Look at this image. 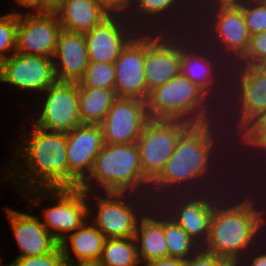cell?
I'll return each instance as SVG.
<instances>
[{
	"instance_id": "6da1fadb",
	"label": "cell",
	"mask_w": 266,
	"mask_h": 266,
	"mask_svg": "<svg viewBox=\"0 0 266 266\" xmlns=\"http://www.w3.org/2000/svg\"><path fill=\"white\" fill-rule=\"evenodd\" d=\"M32 132L29 133L27 139L23 140L22 148L19 147L20 150L15 153L16 156L21 154L20 157H25L26 168L29 171L25 174L24 172L20 173L21 175L18 177L21 180L18 179L19 181L17 180L16 183L20 185L22 180L30 178L31 180L23 182L26 185L25 189L28 190L39 187L69 188L67 133L48 131L35 125H33Z\"/></svg>"
},
{
	"instance_id": "7a4b0ae2",
	"label": "cell",
	"mask_w": 266,
	"mask_h": 266,
	"mask_svg": "<svg viewBox=\"0 0 266 266\" xmlns=\"http://www.w3.org/2000/svg\"><path fill=\"white\" fill-rule=\"evenodd\" d=\"M256 205L251 203L241 210L211 218L209 237L202 249L238 265L248 251H253L265 229L266 209Z\"/></svg>"
},
{
	"instance_id": "3957f363",
	"label": "cell",
	"mask_w": 266,
	"mask_h": 266,
	"mask_svg": "<svg viewBox=\"0 0 266 266\" xmlns=\"http://www.w3.org/2000/svg\"><path fill=\"white\" fill-rule=\"evenodd\" d=\"M199 16L202 18L196 20L197 24L202 25L199 28V32L196 25L193 27L191 23H188L189 26H191L190 32L193 33L196 31L197 34H200V38H203V40L208 39L206 44H208L210 48H214L213 50L216 51L223 60L228 62L230 66L236 64L246 53L250 41V34L241 7L239 5L216 6L205 10V15L203 13L202 15H198V17ZM194 28L195 30H193ZM200 30H202V33H200Z\"/></svg>"
},
{
	"instance_id": "277c9868",
	"label": "cell",
	"mask_w": 266,
	"mask_h": 266,
	"mask_svg": "<svg viewBox=\"0 0 266 266\" xmlns=\"http://www.w3.org/2000/svg\"><path fill=\"white\" fill-rule=\"evenodd\" d=\"M180 26H182V25L180 24L179 27H177V28H180L177 31L180 30V32L184 33L181 37L180 73L183 76H185L187 79H189L192 83H194L196 86H198L211 100L212 99H213V101L216 100L217 104L219 102L218 101L219 97L217 95L221 94L220 99H222L223 101H224V99L228 100L227 99L228 98V92L227 91H229L228 89L230 88V87H228L229 86V83H228L229 78L228 77H229L230 64H228L225 60H222V57L216 51H214L212 48L210 49V46H208L205 43V40H203L200 37L198 38L199 34L196 35L195 33H193L194 35H190L189 31L184 32L182 30V27H180ZM196 37L198 38V40H196ZM189 39H192V40H189ZM199 39H201V40H199ZM195 40L198 41V43ZM193 41H194L195 45H194ZM201 41H202V43H201ZM206 46H207V48H206ZM210 50H211V52H210ZM207 53H208V55H207ZM220 59H221V61H220ZM221 77L223 79L226 77V79H224L225 81H223V79ZM217 80H219V81H217ZM220 81H221V86H219ZM223 82H225V83H223ZM217 83H219V84H217ZM225 84H227V85H225ZM222 85H223V87H222ZM220 88L221 89L223 88V89L220 90ZM218 89L220 90V92H219L220 94L217 91ZM223 90H224V92L225 91L226 92L224 93ZM221 91H222V93H221ZM216 93H218V94H216ZM223 94H225L224 96H226V97H224V99L222 98ZM214 95L217 97V99L213 98Z\"/></svg>"
},
{
	"instance_id": "5b68a950",
	"label": "cell",
	"mask_w": 266,
	"mask_h": 266,
	"mask_svg": "<svg viewBox=\"0 0 266 266\" xmlns=\"http://www.w3.org/2000/svg\"><path fill=\"white\" fill-rule=\"evenodd\" d=\"M229 83V87L231 85L229 91L233 92H228L231 97L228 96L230 101L226 102L229 104L227 103L226 105L225 101H221V104L225 106L222 113L226 112V107L228 106V111H233L231 114L233 113L232 115L234 116L233 118V116L231 117L228 114V111L226 112L228 118H232L230 121L233 120L230 126L237 122V125H234L237 127L236 129H243L255 116L266 110V71L262 70L258 65H231Z\"/></svg>"
},
{
	"instance_id": "8992f818",
	"label": "cell",
	"mask_w": 266,
	"mask_h": 266,
	"mask_svg": "<svg viewBox=\"0 0 266 266\" xmlns=\"http://www.w3.org/2000/svg\"><path fill=\"white\" fill-rule=\"evenodd\" d=\"M27 192L30 193V197L31 194L36 196L35 194L39 193L42 198L48 197L56 203L44 209L42 217L45 222L42 224L59 244L70 235V232H74L85 221H89L91 210L86 203L89 192L80 187L35 188Z\"/></svg>"
},
{
	"instance_id": "52a82bcc",
	"label": "cell",
	"mask_w": 266,
	"mask_h": 266,
	"mask_svg": "<svg viewBox=\"0 0 266 266\" xmlns=\"http://www.w3.org/2000/svg\"><path fill=\"white\" fill-rule=\"evenodd\" d=\"M141 170L137 143H104L95 159L91 173L81 183L80 188L91 193L93 191L91 185L96 181L102 186L104 192H120L130 178Z\"/></svg>"
},
{
	"instance_id": "ba28073f",
	"label": "cell",
	"mask_w": 266,
	"mask_h": 266,
	"mask_svg": "<svg viewBox=\"0 0 266 266\" xmlns=\"http://www.w3.org/2000/svg\"><path fill=\"white\" fill-rule=\"evenodd\" d=\"M211 103L212 100L181 73L152 90L146 101L150 119L161 120L206 110Z\"/></svg>"
},
{
	"instance_id": "9c48e42d",
	"label": "cell",
	"mask_w": 266,
	"mask_h": 266,
	"mask_svg": "<svg viewBox=\"0 0 266 266\" xmlns=\"http://www.w3.org/2000/svg\"><path fill=\"white\" fill-rule=\"evenodd\" d=\"M146 22L149 24V27L147 28L148 30L145 31L144 73L147 92L149 94L155 88L167 83L180 74V34L182 33L177 32L176 29L173 28L175 31L173 29L171 31L179 35L173 34L169 26L167 28L168 30H166V28L161 30L160 28L158 29L159 31L157 30L155 32L154 26L157 27L156 23L150 22L155 24L152 25L148 21ZM150 26L153 27L151 28ZM168 32L170 34H168Z\"/></svg>"
},
{
	"instance_id": "30bf717a",
	"label": "cell",
	"mask_w": 266,
	"mask_h": 266,
	"mask_svg": "<svg viewBox=\"0 0 266 266\" xmlns=\"http://www.w3.org/2000/svg\"><path fill=\"white\" fill-rule=\"evenodd\" d=\"M35 12L18 13L15 52L53 59L62 30L59 18L53 9Z\"/></svg>"
},
{
	"instance_id": "8fae6325",
	"label": "cell",
	"mask_w": 266,
	"mask_h": 266,
	"mask_svg": "<svg viewBox=\"0 0 266 266\" xmlns=\"http://www.w3.org/2000/svg\"><path fill=\"white\" fill-rule=\"evenodd\" d=\"M44 92L43 108L33 125L48 131L67 133L82 124L77 82L57 80Z\"/></svg>"
},
{
	"instance_id": "7c38bea8",
	"label": "cell",
	"mask_w": 266,
	"mask_h": 266,
	"mask_svg": "<svg viewBox=\"0 0 266 266\" xmlns=\"http://www.w3.org/2000/svg\"><path fill=\"white\" fill-rule=\"evenodd\" d=\"M126 17L122 13L111 14L100 25L84 33L89 62L113 64L121 51L140 32Z\"/></svg>"
},
{
	"instance_id": "4fadbf2b",
	"label": "cell",
	"mask_w": 266,
	"mask_h": 266,
	"mask_svg": "<svg viewBox=\"0 0 266 266\" xmlns=\"http://www.w3.org/2000/svg\"><path fill=\"white\" fill-rule=\"evenodd\" d=\"M150 120L146 101L117 98L100 124L105 144L136 143Z\"/></svg>"
},
{
	"instance_id": "5bb4252c",
	"label": "cell",
	"mask_w": 266,
	"mask_h": 266,
	"mask_svg": "<svg viewBox=\"0 0 266 266\" xmlns=\"http://www.w3.org/2000/svg\"><path fill=\"white\" fill-rule=\"evenodd\" d=\"M105 195V197L95 195L97 200L95 207L98 211L91 222L106 239L135 237L138 222L144 215L139 212L140 206H137L133 199L129 200L132 203H126L124 200L126 197L120 192H106Z\"/></svg>"
},
{
	"instance_id": "9a60e30c",
	"label": "cell",
	"mask_w": 266,
	"mask_h": 266,
	"mask_svg": "<svg viewBox=\"0 0 266 266\" xmlns=\"http://www.w3.org/2000/svg\"><path fill=\"white\" fill-rule=\"evenodd\" d=\"M104 145L100 124H81L67 132L69 188H78L91 173Z\"/></svg>"
},
{
	"instance_id": "2e32d148",
	"label": "cell",
	"mask_w": 266,
	"mask_h": 266,
	"mask_svg": "<svg viewBox=\"0 0 266 266\" xmlns=\"http://www.w3.org/2000/svg\"><path fill=\"white\" fill-rule=\"evenodd\" d=\"M144 59L145 31L139 32L113 63L117 98H137L147 101L149 94L145 82Z\"/></svg>"
},
{
	"instance_id": "e0dca14e",
	"label": "cell",
	"mask_w": 266,
	"mask_h": 266,
	"mask_svg": "<svg viewBox=\"0 0 266 266\" xmlns=\"http://www.w3.org/2000/svg\"><path fill=\"white\" fill-rule=\"evenodd\" d=\"M1 81L44 92L57 81L53 59L14 52L2 62Z\"/></svg>"
},
{
	"instance_id": "ac0fdd59",
	"label": "cell",
	"mask_w": 266,
	"mask_h": 266,
	"mask_svg": "<svg viewBox=\"0 0 266 266\" xmlns=\"http://www.w3.org/2000/svg\"><path fill=\"white\" fill-rule=\"evenodd\" d=\"M177 140V132L170 120L150 119L136 142L142 170L161 173Z\"/></svg>"
},
{
	"instance_id": "d6986e66",
	"label": "cell",
	"mask_w": 266,
	"mask_h": 266,
	"mask_svg": "<svg viewBox=\"0 0 266 266\" xmlns=\"http://www.w3.org/2000/svg\"><path fill=\"white\" fill-rule=\"evenodd\" d=\"M215 151L193 140L178 139L161 174L174 184H187L199 176L214 159ZM212 160V161H211Z\"/></svg>"
},
{
	"instance_id": "ffe728a7",
	"label": "cell",
	"mask_w": 266,
	"mask_h": 266,
	"mask_svg": "<svg viewBox=\"0 0 266 266\" xmlns=\"http://www.w3.org/2000/svg\"><path fill=\"white\" fill-rule=\"evenodd\" d=\"M6 209L10 227L20 248L18 257L40 256L53 252L59 243L36 216Z\"/></svg>"
},
{
	"instance_id": "44dd1931",
	"label": "cell",
	"mask_w": 266,
	"mask_h": 266,
	"mask_svg": "<svg viewBox=\"0 0 266 266\" xmlns=\"http://www.w3.org/2000/svg\"><path fill=\"white\" fill-rule=\"evenodd\" d=\"M53 63L58 81L78 83L89 63L84 33L62 29L58 36Z\"/></svg>"
},
{
	"instance_id": "7402d4cb",
	"label": "cell",
	"mask_w": 266,
	"mask_h": 266,
	"mask_svg": "<svg viewBox=\"0 0 266 266\" xmlns=\"http://www.w3.org/2000/svg\"><path fill=\"white\" fill-rule=\"evenodd\" d=\"M215 105L217 108V111L215 112H218L219 115L216 114L214 111H212V108L216 109L214 108L215 106L213 105V107L211 106V108H208L200 112L191 113L184 116H178L176 118H171L170 121L175 127L178 139L193 140L196 143L209 147L216 152L217 150L216 146L219 145L218 143H220V139L224 137L223 134L219 136L217 135L219 131L222 132L219 129L222 124H219L220 125L219 126L216 123L217 121H219L220 123L222 120L227 119L228 117L222 118L223 114L219 112L221 110V107H218L220 104L216 103ZM217 116H220L221 119L220 117ZM217 127L218 129L216 130L215 128Z\"/></svg>"
},
{
	"instance_id": "603a6c76",
	"label": "cell",
	"mask_w": 266,
	"mask_h": 266,
	"mask_svg": "<svg viewBox=\"0 0 266 266\" xmlns=\"http://www.w3.org/2000/svg\"><path fill=\"white\" fill-rule=\"evenodd\" d=\"M53 10L61 28L76 33L90 31L112 14L95 0H55Z\"/></svg>"
},
{
	"instance_id": "cb8c5ba5",
	"label": "cell",
	"mask_w": 266,
	"mask_h": 266,
	"mask_svg": "<svg viewBox=\"0 0 266 266\" xmlns=\"http://www.w3.org/2000/svg\"><path fill=\"white\" fill-rule=\"evenodd\" d=\"M213 165H215L214 163H210V164H208L207 165V167L205 168V170L199 175V176H197L196 178H194L192 181H191V184L193 185H195V186H197L198 185V183H199V185H198V187H197V189H201V190H204V191H199V190H197L196 189V187L193 185V187L191 186V188H192V192H191V194L193 195V199H192V204H195V205H198L202 210H204V211H206V213L207 214H209L210 215V218H213V217H216V216H221V215H225V214H230V213H233L234 211H236V210H241V209H243L244 207H247V206H249L251 203H254V202H258L259 203V201L257 200V198L253 201V200H251L252 198L250 197V196H248L247 195V197L246 198H244V199H241V200H243V201H237V198L235 199V202L233 203V202H228V200H229V197H231L230 199H231V201L233 200L232 199V197L233 196H229V194L227 193V191H228V189L227 190H224V189H226L227 187L225 186V185H227V184H224V186H225V188L224 187H222V185H220L222 188H223V191L224 192H222L220 189L218 190V188H221V187H218V185H217V187L216 186H213V184H212V187H208L207 186V183H206V179L205 178H207V177H209V175L210 174H212V173H209V171H210V166H213ZM208 172V173H207ZM215 173V172H214ZM221 173H222V171H221ZM217 174H218V172H217ZM206 175H208L207 177H206ZM204 176H205V178H204ZM220 176V175H219ZM222 176V175H221ZM224 176V175H223ZM202 178V179H201ZM210 178V177H209ZM211 178H213V177H211ZM218 179V178H217ZM230 179V178H229ZM228 179V180H229ZM199 180V181H198ZM208 181L207 182H209V184H211V182L210 181H212V180H214V179H212V180H210V179H207ZM210 180V181H209ZM197 181V182H196ZM202 181H203V183H202ZM219 181V183H220V180H218ZM217 181V182H218ZM201 182V183H200ZM197 183V184H196ZM205 183V185H203ZM212 183H215V180H214V182L212 181ZM208 184V185H209ZM222 184V183H221ZM201 186H202V188H201ZM204 186H205V188H204ZM237 186V185H236ZM207 187V188H206ZM229 187V186H228ZM231 187H233V186H231ZM229 188V189H232V188ZM195 188V189H194ZM216 190H215V189ZM221 188V189H222ZM209 190V191H207V190ZM193 190H194V192H193ZM214 190V191H213ZM220 191V192H218V191ZM196 191H199V192H196ZM206 191V192H205ZM226 191V192H225ZM230 191H232V190H230ZM222 192V195L220 194ZM229 192V191H228ZM195 195H194V194ZM197 193H199V194H197ZM202 193V194H201ZM212 193V194H211ZM225 193V195H223ZM209 194V195H208ZM226 194L228 195L227 197H228V199H227V197H225L226 196ZM232 195H234V192H232ZM220 197V198H219ZM222 197V198H221ZM224 198V199H223ZM248 198V199H247ZM250 198V199H249ZM226 199H227V201H226ZM226 201V202H225ZM222 202V203H221ZM227 205V206H226Z\"/></svg>"
},
{
	"instance_id": "d4e9b609",
	"label": "cell",
	"mask_w": 266,
	"mask_h": 266,
	"mask_svg": "<svg viewBox=\"0 0 266 266\" xmlns=\"http://www.w3.org/2000/svg\"><path fill=\"white\" fill-rule=\"evenodd\" d=\"M105 239L103 233L92 222L85 221L78 229L70 233L59 246L66 262L99 261ZM67 240H70L72 250L77 257L76 260L70 255Z\"/></svg>"
},
{
	"instance_id": "484cf974",
	"label": "cell",
	"mask_w": 266,
	"mask_h": 266,
	"mask_svg": "<svg viewBox=\"0 0 266 266\" xmlns=\"http://www.w3.org/2000/svg\"><path fill=\"white\" fill-rule=\"evenodd\" d=\"M137 225L135 240L141 263L168 257L164 234V218H153L144 214Z\"/></svg>"
},
{
	"instance_id": "4316f807",
	"label": "cell",
	"mask_w": 266,
	"mask_h": 266,
	"mask_svg": "<svg viewBox=\"0 0 266 266\" xmlns=\"http://www.w3.org/2000/svg\"><path fill=\"white\" fill-rule=\"evenodd\" d=\"M165 192H166V178L160 172H152V171H145V170H141L137 172L134 176H132L129 182L126 184V186L120 191V193L126 197L127 195L129 196V194H130L129 196L130 198L134 197L135 202H138V205L141 204L142 206L140 210L142 214H146L149 216H151V212L154 211L153 206L155 205L156 202H158L159 196L161 194H164ZM136 193L139 195H136ZM141 197H143V199ZM143 203H147L145 205V210L143 208L144 206ZM147 207L149 208L147 209Z\"/></svg>"
},
{
	"instance_id": "83f0119b",
	"label": "cell",
	"mask_w": 266,
	"mask_h": 266,
	"mask_svg": "<svg viewBox=\"0 0 266 266\" xmlns=\"http://www.w3.org/2000/svg\"><path fill=\"white\" fill-rule=\"evenodd\" d=\"M79 117L82 124H101L113 102L115 89L78 86Z\"/></svg>"
},
{
	"instance_id": "f1b7e54d",
	"label": "cell",
	"mask_w": 266,
	"mask_h": 266,
	"mask_svg": "<svg viewBox=\"0 0 266 266\" xmlns=\"http://www.w3.org/2000/svg\"><path fill=\"white\" fill-rule=\"evenodd\" d=\"M171 219L181 226L201 247L207 242L210 228V215L198 205L182 206Z\"/></svg>"
},
{
	"instance_id": "f546056e",
	"label": "cell",
	"mask_w": 266,
	"mask_h": 266,
	"mask_svg": "<svg viewBox=\"0 0 266 266\" xmlns=\"http://www.w3.org/2000/svg\"><path fill=\"white\" fill-rule=\"evenodd\" d=\"M189 2V4L187 5V4H185V3H187V2ZM190 3H192V0H191V2H190V0H132V2H131V4H130V7L131 8H129V10H128V19L131 21V23L133 24V23H136V24H133V25H136V27H137V29H138V31H140V32H144V30L142 29V27L141 26H143V25H146V22L144 21L145 19H149V17L151 18V21H154V17H158V23L160 24V22H159V20H162V18L161 19H159L161 16H164L165 17V15H167V13H171L172 12V14H174V16L176 15V14H178V13H176V9H174V8H176L177 7V9H179L180 10V7L182 8L184 5L185 6H187V8H182V9H185V10H181L180 11V13L182 12V11H186L187 9V11L186 12H190V14H191V11H193L192 9L190 10L189 9V7H191L192 6V4H190ZM182 5V6H181ZM189 5H191V6H189ZM135 6V7H134ZM179 7V8H178ZM132 9V10H131ZM169 9V10H168ZM170 9H171V12H168V11H170ZM172 9L173 10H175V11H172ZM130 11H132V13L130 12ZM134 11H135V13H134ZM166 12V13H165ZM174 12V13H173ZM131 13V14H130ZM138 15L139 17H138V19L140 18V19H142V17H144L142 20H139L138 22H135V21H137L138 19H137V16L135 17V15ZM132 15V16H131ZM134 15V16H133ZM145 15V16H144ZM157 15V16H156ZM159 15V16H158ZM154 16V17H153ZM133 17V18H132ZM147 17V18H146ZM132 19L133 20H135V21H132ZM140 21H143L144 23H142L143 25H141V22ZM140 22V23H139ZM139 23V24H138ZM138 25V26H137ZM141 29H140V28Z\"/></svg>"
},
{
	"instance_id": "4dcf8cb0",
	"label": "cell",
	"mask_w": 266,
	"mask_h": 266,
	"mask_svg": "<svg viewBox=\"0 0 266 266\" xmlns=\"http://www.w3.org/2000/svg\"><path fill=\"white\" fill-rule=\"evenodd\" d=\"M104 266H137L140 260L134 237L105 239L102 256Z\"/></svg>"
},
{
	"instance_id": "1f68e13d",
	"label": "cell",
	"mask_w": 266,
	"mask_h": 266,
	"mask_svg": "<svg viewBox=\"0 0 266 266\" xmlns=\"http://www.w3.org/2000/svg\"><path fill=\"white\" fill-rule=\"evenodd\" d=\"M164 234L168 254L173 258H179L185 261L202 248L171 218H164Z\"/></svg>"
},
{
	"instance_id": "d6a6232c",
	"label": "cell",
	"mask_w": 266,
	"mask_h": 266,
	"mask_svg": "<svg viewBox=\"0 0 266 266\" xmlns=\"http://www.w3.org/2000/svg\"><path fill=\"white\" fill-rule=\"evenodd\" d=\"M191 185H192L191 182H189L187 184H174L173 182L169 181L166 178V192L159 196L158 203H156L154 206L155 208L156 207L157 208L156 209L153 208L155 211L152 212V217L153 218H171V216L174 215L182 206L187 205V204H192L193 195L190 193L192 191ZM187 189H189V190L186 191ZM169 198H170V200H169ZM166 200H167V202H166ZM172 200H174V201H172ZM178 201H181V202H178ZM161 203H163V204H161ZM171 207H172V209H171ZM156 210H158V211H156Z\"/></svg>"
},
{
	"instance_id": "836d02e7",
	"label": "cell",
	"mask_w": 266,
	"mask_h": 266,
	"mask_svg": "<svg viewBox=\"0 0 266 266\" xmlns=\"http://www.w3.org/2000/svg\"><path fill=\"white\" fill-rule=\"evenodd\" d=\"M78 86L115 89V68L113 64L89 62Z\"/></svg>"
},
{
	"instance_id": "e575fe53",
	"label": "cell",
	"mask_w": 266,
	"mask_h": 266,
	"mask_svg": "<svg viewBox=\"0 0 266 266\" xmlns=\"http://www.w3.org/2000/svg\"><path fill=\"white\" fill-rule=\"evenodd\" d=\"M239 6L250 35L266 32V0H245Z\"/></svg>"
},
{
	"instance_id": "d590c367",
	"label": "cell",
	"mask_w": 266,
	"mask_h": 266,
	"mask_svg": "<svg viewBox=\"0 0 266 266\" xmlns=\"http://www.w3.org/2000/svg\"><path fill=\"white\" fill-rule=\"evenodd\" d=\"M18 12H12L0 17V61L3 62L10 55L5 52L16 51Z\"/></svg>"
},
{
	"instance_id": "8d00e7d4",
	"label": "cell",
	"mask_w": 266,
	"mask_h": 266,
	"mask_svg": "<svg viewBox=\"0 0 266 266\" xmlns=\"http://www.w3.org/2000/svg\"><path fill=\"white\" fill-rule=\"evenodd\" d=\"M266 58V32L250 35L249 46L244 56L233 65L256 66Z\"/></svg>"
},
{
	"instance_id": "74e56055",
	"label": "cell",
	"mask_w": 266,
	"mask_h": 266,
	"mask_svg": "<svg viewBox=\"0 0 266 266\" xmlns=\"http://www.w3.org/2000/svg\"><path fill=\"white\" fill-rule=\"evenodd\" d=\"M60 246L53 252L40 256L17 257L15 261L8 266H66Z\"/></svg>"
},
{
	"instance_id": "f35d334b",
	"label": "cell",
	"mask_w": 266,
	"mask_h": 266,
	"mask_svg": "<svg viewBox=\"0 0 266 266\" xmlns=\"http://www.w3.org/2000/svg\"><path fill=\"white\" fill-rule=\"evenodd\" d=\"M184 266H235L226 258L211 254L202 248L184 261Z\"/></svg>"
},
{
	"instance_id": "ab89813d",
	"label": "cell",
	"mask_w": 266,
	"mask_h": 266,
	"mask_svg": "<svg viewBox=\"0 0 266 266\" xmlns=\"http://www.w3.org/2000/svg\"><path fill=\"white\" fill-rule=\"evenodd\" d=\"M243 130L256 141L266 144V110L255 116Z\"/></svg>"
},
{
	"instance_id": "60d3db41",
	"label": "cell",
	"mask_w": 266,
	"mask_h": 266,
	"mask_svg": "<svg viewBox=\"0 0 266 266\" xmlns=\"http://www.w3.org/2000/svg\"><path fill=\"white\" fill-rule=\"evenodd\" d=\"M192 1H194V0H192ZM245 0H195L194 1V3L192 2L191 4L193 5L191 8H192V10H193V15H194V11H196L195 12V14H197V17H196V15L194 16L196 19H198V14H203V12L205 11V10H207V9H210V8H213V7H216V6H230V5H240V4H242L243 2H244ZM196 3H198V4H196ZM196 4V5H195ZM203 4V5H202ZM197 6H202V7H200L201 8V12H199V9L200 8H198ZM196 7L197 9L196 10H194V8Z\"/></svg>"
},
{
	"instance_id": "b9f144b4",
	"label": "cell",
	"mask_w": 266,
	"mask_h": 266,
	"mask_svg": "<svg viewBox=\"0 0 266 266\" xmlns=\"http://www.w3.org/2000/svg\"><path fill=\"white\" fill-rule=\"evenodd\" d=\"M235 130L237 131L236 132V136L239 138L240 143L242 141L241 145H243V146L247 145L249 147V148H247L248 150L251 148L250 150L254 149L256 152H258V151H260L261 153L263 152L262 157L264 155L265 159H266V155H265L266 154V144H263V143H260V142L256 141L249 134H247L243 129H235ZM243 143H245V144H243ZM261 158L259 159V161H261ZM263 165H265V164H263ZM265 169H266V167H265Z\"/></svg>"
},
{
	"instance_id": "7bdbcfd3",
	"label": "cell",
	"mask_w": 266,
	"mask_h": 266,
	"mask_svg": "<svg viewBox=\"0 0 266 266\" xmlns=\"http://www.w3.org/2000/svg\"><path fill=\"white\" fill-rule=\"evenodd\" d=\"M103 5L112 14H126L130 8L132 0H95ZM125 11V12H124Z\"/></svg>"
},
{
	"instance_id": "ee69618b",
	"label": "cell",
	"mask_w": 266,
	"mask_h": 266,
	"mask_svg": "<svg viewBox=\"0 0 266 266\" xmlns=\"http://www.w3.org/2000/svg\"><path fill=\"white\" fill-rule=\"evenodd\" d=\"M17 5L37 10H51L54 6V0H15Z\"/></svg>"
},
{
	"instance_id": "f6af8a7d",
	"label": "cell",
	"mask_w": 266,
	"mask_h": 266,
	"mask_svg": "<svg viewBox=\"0 0 266 266\" xmlns=\"http://www.w3.org/2000/svg\"><path fill=\"white\" fill-rule=\"evenodd\" d=\"M145 266H184V260L171 256L145 263Z\"/></svg>"
},
{
	"instance_id": "bcb514c9",
	"label": "cell",
	"mask_w": 266,
	"mask_h": 266,
	"mask_svg": "<svg viewBox=\"0 0 266 266\" xmlns=\"http://www.w3.org/2000/svg\"><path fill=\"white\" fill-rule=\"evenodd\" d=\"M262 252H263V254H262ZM250 255H251L250 252H248V254L244 258H242V261L237 266H244V265L247 266V264H249V263H247L248 260H250L248 262L251 263L248 266H266V251H265V253H264V251H261V254H257V253L255 255L252 254V258ZM247 256H249L250 259H248L249 257H247ZM245 259L247 261H245ZM244 261H245V263H244Z\"/></svg>"
},
{
	"instance_id": "7dc6e473",
	"label": "cell",
	"mask_w": 266,
	"mask_h": 266,
	"mask_svg": "<svg viewBox=\"0 0 266 266\" xmlns=\"http://www.w3.org/2000/svg\"><path fill=\"white\" fill-rule=\"evenodd\" d=\"M66 266H104L100 261L67 262Z\"/></svg>"
},
{
	"instance_id": "c3c4849f",
	"label": "cell",
	"mask_w": 266,
	"mask_h": 266,
	"mask_svg": "<svg viewBox=\"0 0 266 266\" xmlns=\"http://www.w3.org/2000/svg\"><path fill=\"white\" fill-rule=\"evenodd\" d=\"M258 66H259L262 70L266 71V58H265L264 60H262V61L258 64Z\"/></svg>"
},
{
	"instance_id": "681fc988",
	"label": "cell",
	"mask_w": 266,
	"mask_h": 266,
	"mask_svg": "<svg viewBox=\"0 0 266 266\" xmlns=\"http://www.w3.org/2000/svg\"><path fill=\"white\" fill-rule=\"evenodd\" d=\"M2 62L0 61V81H1Z\"/></svg>"
}]
</instances>
